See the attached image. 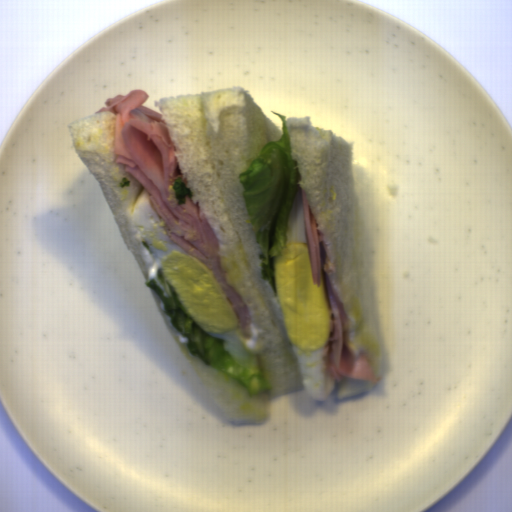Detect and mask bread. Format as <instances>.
Instances as JSON below:
<instances>
[{"instance_id":"bread-1","label":"bread","mask_w":512,"mask_h":512,"mask_svg":"<svg viewBox=\"0 0 512 512\" xmlns=\"http://www.w3.org/2000/svg\"><path fill=\"white\" fill-rule=\"evenodd\" d=\"M167 123L176 146L175 158L186 178L192 201L219 240L218 260L225 278L244 299L253 324L260 329L264 352L259 362L270 390L250 397L234 380H226L188 350V339L171 324L164 304L151 292L180 350L233 425L266 423L273 399L306 389L297 357L288 342L278 295L263 279L261 252L243 197L239 174L270 141L282 133L252 101L242 85L216 92L180 94L153 103Z\"/></svg>"},{"instance_id":"bread-2","label":"bread","mask_w":512,"mask_h":512,"mask_svg":"<svg viewBox=\"0 0 512 512\" xmlns=\"http://www.w3.org/2000/svg\"><path fill=\"white\" fill-rule=\"evenodd\" d=\"M291 157L298 188L321 230L335 272L334 289L347 315V343L355 358L367 354L377 382L342 378L334 383L337 398L347 399L376 387L385 373L383 326L365 225L356 193L355 144L309 116L287 118Z\"/></svg>"},{"instance_id":"bread-3","label":"bread","mask_w":512,"mask_h":512,"mask_svg":"<svg viewBox=\"0 0 512 512\" xmlns=\"http://www.w3.org/2000/svg\"><path fill=\"white\" fill-rule=\"evenodd\" d=\"M116 119L117 115L109 110L95 111L75 119L67 127L74 152L95 178L124 242L147 281L148 265L129 233L126 211L143 188L125 172V165L115 163Z\"/></svg>"}]
</instances>
